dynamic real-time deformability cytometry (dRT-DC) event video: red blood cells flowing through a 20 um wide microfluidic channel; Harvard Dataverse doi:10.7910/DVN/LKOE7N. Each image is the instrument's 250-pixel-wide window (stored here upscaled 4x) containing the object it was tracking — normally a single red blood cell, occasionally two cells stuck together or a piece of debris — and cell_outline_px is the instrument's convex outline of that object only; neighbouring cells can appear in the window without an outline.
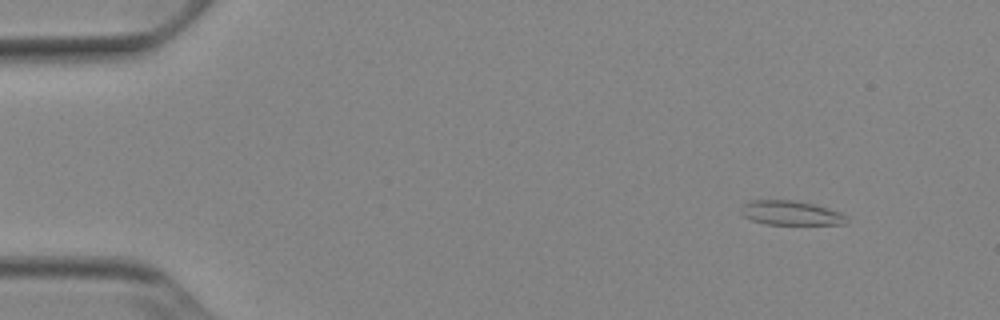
{"species": "Egyptian fruit bat (a non-hibernating species)", "species_latin": "Rousettus aegyptiacus", "temperature_condition": "cold", "stored_images_in_passage": 49, "camera_frame_rate_fps": 3000, "um_per_image_px": 0.085, "animal": {"sex": "female"}, "frame": {"image": 1, "passage_image": 2, "time_ms": 0.333, "image_size_px": [1000, 320], "cell_outline_px": [[848, 220], [844, 224], [764, 224], [752, 220], [744, 216], [740, 212], [740, 208], [748, 200], [796, 200], [828, 208], [840, 212], [848, 216]], "centroid_in_image_um": [67.2, 18.09], "position_along_channel_um": 17.8, "area_um2": 15.03}}
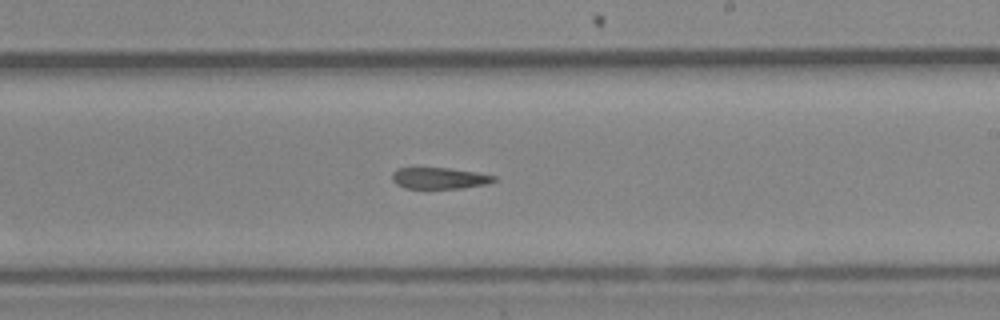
{"frame": {"image": 2, "passage_image": 28, "time_ms": 9.0, "image_size_px": [1000, 320], "cell_outline_px": [[496, 180], [488, 184], [460, 188], [404, 188], [396, 184], [392, 180], [392, 172], [396, 168], [448, 168], [476, 172], [496, 176]], "centroid_in_image_um": [37.33, 15.14], "position_along_channel_um": 251.7, "area_um2": 12.66}}
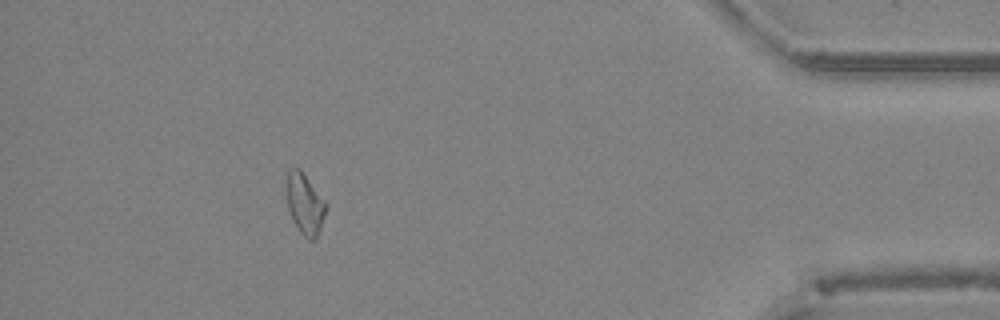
{"frame": {"image": 3, "passage_image": 44, "time_ms": 14.333, "image_size_px": [1000, 320], "cell_outline_px": [[328, 208], [316, 240], [308, 240], [300, 232], [292, 220], [288, 208], [288, 172], [292, 168], [300, 168], [328, 204]], "centroid_in_image_um": [25.97, 17.38], "position_along_channel_um": 409.2, "area_um2": 13.93}, "authors_computed_cell_mechanics": {"area_um2": 14.5078, "velocity_mm_per_s": 3.8995, "shape_relaxation_time_tau1_ms": null, "shape_relaxation_time_tau2_ms": 6.8726, "deformation_change_tau1": null, "deformation_change_tau2": 0.1597}}